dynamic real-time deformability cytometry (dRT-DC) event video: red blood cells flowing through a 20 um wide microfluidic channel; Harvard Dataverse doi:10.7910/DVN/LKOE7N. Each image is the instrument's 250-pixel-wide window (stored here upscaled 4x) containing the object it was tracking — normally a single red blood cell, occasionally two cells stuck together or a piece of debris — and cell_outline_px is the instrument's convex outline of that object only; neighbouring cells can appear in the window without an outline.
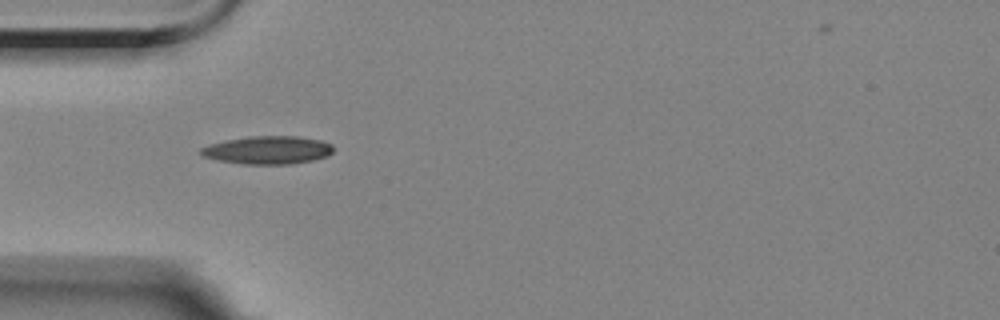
{"species": "Egyptian fruit bat (a non-hibernating species)", "species_latin": "Rousettus aegyptiacus", "temperature_condition": "room temperature", "stored_images_in_passage": 1, "camera_frame_rate_fps": 3000, "um_per_image_px": 0.085, "animal": {"sex": "female"}, "frame": {"image": 1, "passage_image": 1, "time_ms": 0.0, "image_size_px": [1000, 320], "cell_outline_px": [[332, 152], [328, 156], [312, 160], [292, 164], [244, 164], [216, 160], [200, 156], [200, 148], [208, 144], [248, 136], [296, 136], [320, 140], [332, 144]], "centroid_in_image_um": [22.73, 12.76], "position_along_channel_um": 62.3, "area_um2": 21.73}}